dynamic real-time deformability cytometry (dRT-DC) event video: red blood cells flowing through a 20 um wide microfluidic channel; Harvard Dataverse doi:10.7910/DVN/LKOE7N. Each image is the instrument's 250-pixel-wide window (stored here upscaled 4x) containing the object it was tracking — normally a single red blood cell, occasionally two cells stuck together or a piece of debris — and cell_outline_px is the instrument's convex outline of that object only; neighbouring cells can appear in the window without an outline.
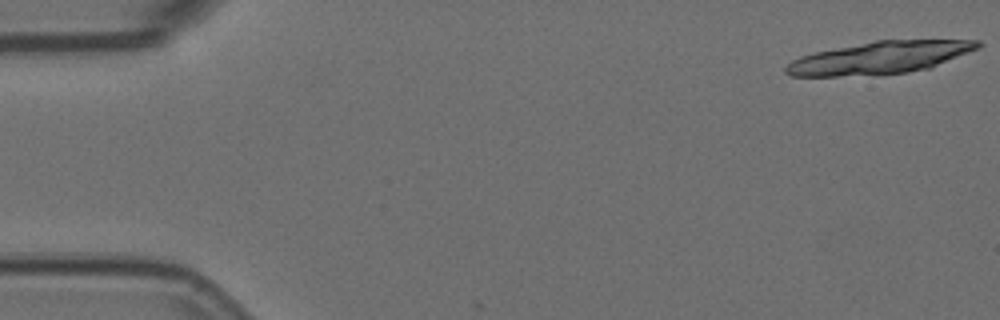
{"species": "Egyptian fruit bat (a non-hibernating species)", "species_latin": "Rousettus aegyptiacus", "temperature_condition": "room temperature", "stored_images_in_passage": 5, "camera_frame_rate_fps": 3000, "um_per_image_px": 0.085, "animal": {"sex": "female"}, "frame": {"image": 1, "passage_image": 1, "time_ms": 0.0, "image_size_px": [1000, 320], "cell_outline_px": [[984, 44], [980, 48], [928, 68], [908, 72], [836, 76], [792, 76], [784, 72], [784, 68], [792, 60], [800, 56], [816, 52], [876, 40], [980, 40]], "centroid_in_image_um": [74.8, 4.89], "position_along_channel_um": 10.2, "area_um2": 35.66}}